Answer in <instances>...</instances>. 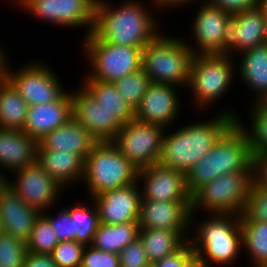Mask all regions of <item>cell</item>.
<instances>
[{"label":"cell","instance_id":"6da1fadb","mask_svg":"<svg viewBox=\"0 0 267 267\" xmlns=\"http://www.w3.org/2000/svg\"><path fill=\"white\" fill-rule=\"evenodd\" d=\"M107 1L97 0L95 5L92 33L98 39L116 45L144 47L153 41L161 33L160 31L163 32L159 30L162 26L159 25V19L153 12L156 9L158 12L163 10L160 2L150 0V4L141 0H124L114 6Z\"/></svg>","mask_w":267,"mask_h":267},{"label":"cell","instance_id":"7a4b0ae2","mask_svg":"<svg viewBox=\"0 0 267 267\" xmlns=\"http://www.w3.org/2000/svg\"><path fill=\"white\" fill-rule=\"evenodd\" d=\"M222 110L205 120L176 126L173 132L166 128L159 164L186 175L239 117L231 107Z\"/></svg>","mask_w":267,"mask_h":267},{"label":"cell","instance_id":"3957f363","mask_svg":"<svg viewBox=\"0 0 267 267\" xmlns=\"http://www.w3.org/2000/svg\"><path fill=\"white\" fill-rule=\"evenodd\" d=\"M196 218V214H191L193 237L189 239L195 257L204 267H233L243 252L240 215H207L200 221Z\"/></svg>","mask_w":267,"mask_h":267},{"label":"cell","instance_id":"277c9868","mask_svg":"<svg viewBox=\"0 0 267 267\" xmlns=\"http://www.w3.org/2000/svg\"><path fill=\"white\" fill-rule=\"evenodd\" d=\"M194 55L183 37L160 33L143 47L141 69L153 83L187 89Z\"/></svg>","mask_w":267,"mask_h":267},{"label":"cell","instance_id":"5b68a950","mask_svg":"<svg viewBox=\"0 0 267 267\" xmlns=\"http://www.w3.org/2000/svg\"><path fill=\"white\" fill-rule=\"evenodd\" d=\"M236 63V57L225 54L194 55L187 87V91H191L192 108L203 112L217 105L214 103H218L235 83Z\"/></svg>","mask_w":267,"mask_h":267},{"label":"cell","instance_id":"8992f818","mask_svg":"<svg viewBox=\"0 0 267 267\" xmlns=\"http://www.w3.org/2000/svg\"><path fill=\"white\" fill-rule=\"evenodd\" d=\"M138 172L112 141L97 142L86 157L82 184L88 198H94L137 182Z\"/></svg>","mask_w":267,"mask_h":267},{"label":"cell","instance_id":"52a82bcc","mask_svg":"<svg viewBox=\"0 0 267 267\" xmlns=\"http://www.w3.org/2000/svg\"><path fill=\"white\" fill-rule=\"evenodd\" d=\"M255 171H238L216 177L191 196V214L201 211L206 215H241Z\"/></svg>","mask_w":267,"mask_h":267},{"label":"cell","instance_id":"ba28073f","mask_svg":"<svg viewBox=\"0 0 267 267\" xmlns=\"http://www.w3.org/2000/svg\"><path fill=\"white\" fill-rule=\"evenodd\" d=\"M80 44L88 71L82 80L114 83L141 69L143 47L116 45L98 39L92 32Z\"/></svg>","mask_w":267,"mask_h":267},{"label":"cell","instance_id":"9c48e42d","mask_svg":"<svg viewBox=\"0 0 267 267\" xmlns=\"http://www.w3.org/2000/svg\"><path fill=\"white\" fill-rule=\"evenodd\" d=\"M96 2L97 0H16L13 5L36 20L38 18L55 27L71 30L84 28L86 37L94 28Z\"/></svg>","mask_w":267,"mask_h":267},{"label":"cell","instance_id":"30bf717a","mask_svg":"<svg viewBox=\"0 0 267 267\" xmlns=\"http://www.w3.org/2000/svg\"><path fill=\"white\" fill-rule=\"evenodd\" d=\"M12 68L9 65L6 78L29 106L57 101L67 92L55 69L46 62L32 60L18 69Z\"/></svg>","mask_w":267,"mask_h":267},{"label":"cell","instance_id":"8fae6325","mask_svg":"<svg viewBox=\"0 0 267 267\" xmlns=\"http://www.w3.org/2000/svg\"><path fill=\"white\" fill-rule=\"evenodd\" d=\"M166 128L136 119L122 125L112 141L138 170L158 164Z\"/></svg>","mask_w":267,"mask_h":267},{"label":"cell","instance_id":"7c38bea8","mask_svg":"<svg viewBox=\"0 0 267 267\" xmlns=\"http://www.w3.org/2000/svg\"><path fill=\"white\" fill-rule=\"evenodd\" d=\"M13 173V174H12ZM11 173L7 182L10 187L28 206L41 213L52 208L60 200L62 188L37 162ZM12 175L13 177L12 180Z\"/></svg>","mask_w":267,"mask_h":267},{"label":"cell","instance_id":"4fadbf2b","mask_svg":"<svg viewBox=\"0 0 267 267\" xmlns=\"http://www.w3.org/2000/svg\"><path fill=\"white\" fill-rule=\"evenodd\" d=\"M264 43H267L265 18L258 7L228 18L222 37V54L235 57Z\"/></svg>","mask_w":267,"mask_h":267},{"label":"cell","instance_id":"5bb4252c","mask_svg":"<svg viewBox=\"0 0 267 267\" xmlns=\"http://www.w3.org/2000/svg\"><path fill=\"white\" fill-rule=\"evenodd\" d=\"M180 87L171 84L151 83L135 109V119L144 123L173 128L181 114ZM179 116V117H178Z\"/></svg>","mask_w":267,"mask_h":267},{"label":"cell","instance_id":"9a60e30c","mask_svg":"<svg viewBox=\"0 0 267 267\" xmlns=\"http://www.w3.org/2000/svg\"><path fill=\"white\" fill-rule=\"evenodd\" d=\"M197 4L200 6L195 10L191 30H189L191 39H184L194 54H222L223 32L232 14L205 2H197Z\"/></svg>","mask_w":267,"mask_h":267},{"label":"cell","instance_id":"2e32d148","mask_svg":"<svg viewBox=\"0 0 267 267\" xmlns=\"http://www.w3.org/2000/svg\"><path fill=\"white\" fill-rule=\"evenodd\" d=\"M139 229H163L179 232L190 239L191 201L142 200Z\"/></svg>","mask_w":267,"mask_h":267},{"label":"cell","instance_id":"e0dca14e","mask_svg":"<svg viewBox=\"0 0 267 267\" xmlns=\"http://www.w3.org/2000/svg\"><path fill=\"white\" fill-rule=\"evenodd\" d=\"M71 90L72 116L97 140L113 141L122 125L81 85Z\"/></svg>","mask_w":267,"mask_h":267},{"label":"cell","instance_id":"ac0fdd59","mask_svg":"<svg viewBox=\"0 0 267 267\" xmlns=\"http://www.w3.org/2000/svg\"><path fill=\"white\" fill-rule=\"evenodd\" d=\"M138 181L142 200L191 201L186 175L178 170L154 164L139 170Z\"/></svg>","mask_w":267,"mask_h":267},{"label":"cell","instance_id":"d6986e66","mask_svg":"<svg viewBox=\"0 0 267 267\" xmlns=\"http://www.w3.org/2000/svg\"><path fill=\"white\" fill-rule=\"evenodd\" d=\"M142 191L139 181L118 189L105 191L93 198L100 223L108 225L138 222Z\"/></svg>","mask_w":267,"mask_h":267},{"label":"cell","instance_id":"ffe728a7","mask_svg":"<svg viewBox=\"0 0 267 267\" xmlns=\"http://www.w3.org/2000/svg\"><path fill=\"white\" fill-rule=\"evenodd\" d=\"M217 163L220 176L238 171H255L248 136L237 122L217 141Z\"/></svg>","mask_w":267,"mask_h":267},{"label":"cell","instance_id":"44dd1931","mask_svg":"<svg viewBox=\"0 0 267 267\" xmlns=\"http://www.w3.org/2000/svg\"><path fill=\"white\" fill-rule=\"evenodd\" d=\"M72 117L71 91H67L59 100L28 106L27 118L23 131L34 140H41L45 135L63 125Z\"/></svg>","mask_w":267,"mask_h":267},{"label":"cell","instance_id":"7402d4cb","mask_svg":"<svg viewBox=\"0 0 267 267\" xmlns=\"http://www.w3.org/2000/svg\"><path fill=\"white\" fill-rule=\"evenodd\" d=\"M41 212L28 206L10 187L0 193V221L3 233L28 241Z\"/></svg>","mask_w":267,"mask_h":267},{"label":"cell","instance_id":"603a6c76","mask_svg":"<svg viewBox=\"0 0 267 267\" xmlns=\"http://www.w3.org/2000/svg\"><path fill=\"white\" fill-rule=\"evenodd\" d=\"M37 151L38 141L23 130L0 128V171L4 174L37 162Z\"/></svg>","mask_w":267,"mask_h":267},{"label":"cell","instance_id":"cb8c5ba5","mask_svg":"<svg viewBox=\"0 0 267 267\" xmlns=\"http://www.w3.org/2000/svg\"><path fill=\"white\" fill-rule=\"evenodd\" d=\"M97 140L72 116L67 122L45 135L38 150H60L79 155L84 161Z\"/></svg>","mask_w":267,"mask_h":267},{"label":"cell","instance_id":"d4e9b609","mask_svg":"<svg viewBox=\"0 0 267 267\" xmlns=\"http://www.w3.org/2000/svg\"><path fill=\"white\" fill-rule=\"evenodd\" d=\"M237 57V75L249 92L254 93L250 103L263 101L267 96V43L245 50Z\"/></svg>","mask_w":267,"mask_h":267},{"label":"cell","instance_id":"484cf974","mask_svg":"<svg viewBox=\"0 0 267 267\" xmlns=\"http://www.w3.org/2000/svg\"><path fill=\"white\" fill-rule=\"evenodd\" d=\"M37 163L64 189L69 190L68 187L77 185V182L82 184L85 161L79 155L60 150H38Z\"/></svg>","mask_w":267,"mask_h":267},{"label":"cell","instance_id":"4316f807","mask_svg":"<svg viewBox=\"0 0 267 267\" xmlns=\"http://www.w3.org/2000/svg\"><path fill=\"white\" fill-rule=\"evenodd\" d=\"M82 86L115 119L125 125L135 119V110L123 99L113 83L98 80H82Z\"/></svg>","mask_w":267,"mask_h":267},{"label":"cell","instance_id":"83f0119b","mask_svg":"<svg viewBox=\"0 0 267 267\" xmlns=\"http://www.w3.org/2000/svg\"><path fill=\"white\" fill-rule=\"evenodd\" d=\"M27 102L7 79L0 80V128L22 130L28 110Z\"/></svg>","mask_w":267,"mask_h":267},{"label":"cell","instance_id":"f1b7e54d","mask_svg":"<svg viewBox=\"0 0 267 267\" xmlns=\"http://www.w3.org/2000/svg\"><path fill=\"white\" fill-rule=\"evenodd\" d=\"M138 237L151 265L173 254L187 242L179 232L163 229H139Z\"/></svg>","mask_w":267,"mask_h":267},{"label":"cell","instance_id":"f546056e","mask_svg":"<svg viewBox=\"0 0 267 267\" xmlns=\"http://www.w3.org/2000/svg\"><path fill=\"white\" fill-rule=\"evenodd\" d=\"M138 233V222L118 225L100 223L92 246L98 250L119 254L126 245L138 238Z\"/></svg>","mask_w":267,"mask_h":267},{"label":"cell","instance_id":"4dcf8cb0","mask_svg":"<svg viewBox=\"0 0 267 267\" xmlns=\"http://www.w3.org/2000/svg\"><path fill=\"white\" fill-rule=\"evenodd\" d=\"M243 250L250 258L251 267H262L267 262V222L240 221Z\"/></svg>","mask_w":267,"mask_h":267},{"label":"cell","instance_id":"1f68e13d","mask_svg":"<svg viewBox=\"0 0 267 267\" xmlns=\"http://www.w3.org/2000/svg\"><path fill=\"white\" fill-rule=\"evenodd\" d=\"M248 109L250 110L248 113L250 126H245L247 122L242 121L240 116L236 122L246 132L251 153L255 157L258 153L267 151V105L262 101L254 102Z\"/></svg>","mask_w":267,"mask_h":267},{"label":"cell","instance_id":"d6a6232c","mask_svg":"<svg viewBox=\"0 0 267 267\" xmlns=\"http://www.w3.org/2000/svg\"><path fill=\"white\" fill-rule=\"evenodd\" d=\"M89 200L87 203L86 201L79 202L64 208L70 216H75L76 241L84 246L92 245L95 232L100 224L97 204L93 198L90 197Z\"/></svg>","mask_w":267,"mask_h":267},{"label":"cell","instance_id":"836d02e7","mask_svg":"<svg viewBox=\"0 0 267 267\" xmlns=\"http://www.w3.org/2000/svg\"><path fill=\"white\" fill-rule=\"evenodd\" d=\"M220 176L217 163V142L186 174V187L192 196L205 184Z\"/></svg>","mask_w":267,"mask_h":267},{"label":"cell","instance_id":"e575fe53","mask_svg":"<svg viewBox=\"0 0 267 267\" xmlns=\"http://www.w3.org/2000/svg\"><path fill=\"white\" fill-rule=\"evenodd\" d=\"M58 243L59 240L51 226L50 220L41 213L35 221L31 235L26 242L27 252L51 255Z\"/></svg>","mask_w":267,"mask_h":267},{"label":"cell","instance_id":"d590c367","mask_svg":"<svg viewBox=\"0 0 267 267\" xmlns=\"http://www.w3.org/2000/svg\"><path fill=\"white\" fill-rule=\"evenodd\" d=\"M150 76L142 69L115 81L117 91L135 110L151 84Z\"/></svg>","mask_w":267,"mask_h":267},{"label":"cell","instance_id":"8d00e7d4","mask_svg":"<svg viewBox=\"0 0 267 267\" xmlns=\"http://www.w3.org/2000/svg\"><path fill=\"white\" fill-rule=\"evenodd\" d=\"M240 221L267 222V186L253 182Z\"/></svg>","mask_w":267,"mask_h":267},{"label":"cell","instance_id":"74e56055","mask_svg":"<svg viewBox=\"0 0 267 267\" xmlns=\"http://www.w3.org/2000/svg\"><path fill=\"white\" fill-rule=\"evenodd\" d=\"M26 254L24 241L6 233L0 236V267H23Z\"/></svg>","mask_w":267,"mask_h":267},{"label":"cell","instance_id":"f35d334b","mask_svg":"<svg viewBox=\"0 0 267 267\" xmlns=\"http://www.w3.org/2000/svg\"><path fill=\"white\" fill-rule=\"evenodd\" d=\"M85 246L75 240L60 241L52 252L58 267H80Z\"/></svg>","mask_w":267,"mask_h":267},{"label":"cell","instance_id":"ab89813d","mask_svg":"<svg viewBox=\"0 0 267 267\" xmlns=\"http://www.w3.org/2000/svg\"><path fill=\"white\" fill-rule=\"evenodd\" d=\"M52 213L53 212H50V209L43 212V214L50 220L51 226L55 230L59 242L68 240L76 241L75 216H70L64 207L56 216Z\"/></svg>","mask_w":267,"mask_h":267},{"label":"cell","instance_id":"60d3db41","mask_svg":"<svg viewBox=\"0 0 267 267\" xmlns=\"http://www.w3.org/2000/svg\"><path fill=\"white\" fill-rule=\"evenodd\" d=\"M120 267H149L151 266L140 238L126 245L118 254Z\"/></svg>","mask_w":267,"mask_h":267},{"label":"cell","instance_id":"b9f144b4","mask_svg":"<svg viewBox=\"0 0 267 267\" xmlns=\"http://www.w3.org/2000/svg\"><path fill=\"white\" fill-rule=\"evenodd\" d=\"M80 267H120L118 254L85 246Z\"/></svg>","mask_w":267,"mask_h":267},{"label":"cell","instance_id":"7bdbcfd3","mask_svg":"<svg viewBox=\"0 0 267 267\" xmlns=\"http://www.w3.org/2000/svg\"><path fill=\"white\" fill-rule=\"evenodd\" d=\"M195 257L192 243L188 240L180 249L154 262L152 267H184Z\"/></svg>","mask_w":267,"mask_h":267},{"label":"cell","instance_id":"ee69618b","mask_svg":"<svg viewBox=\"0 0 267 267\" xmlns=\"http://www.w3.org/2000/svg\"><path fill=\"white\" fill-rule=\"evenodd\" d=\"M259 0H204L208 5L221 8L230 14L258 7Z\"/></svg>","mask_w":267,"mask_h":267},{"label":"cell","instance_id":"f6af8a7d","mask_svg":"<svg viewBox=\"0 0 267 267\" xmlns=\"http://www.w3.org/2000/svg\"><path fill=\"white\" fill-rule=\"evenodd\" d=\"M23 267H58L53 261L52 255L26 254Z\"/></svg>","mask_w":267,"mask_h":267},{"label":"cell","instance_id":"bcb514c9","mask_svg":"<svg viewBox=\"0 0 267 267\" xmlns=\"http://www.w3.org/2000/svg\"><path fill=\"white\" fill-rule=\"evenodd\" d=\"M255 180L267 186V151L258 153L254 157Z\"/></svg>","mask_w":267,"mask_h":267},{"label":"cell","instance_id":"7dc6e473","mask_svg":"<svg viewBox=\"0 0 267 267\" xmlns=\"http://www.w3.org/2000/svg\"><path fill=\"white\" fill-rule=\"evenodd\" d=\"M197 2H204V0H163L161 2V7L164 10L162 12L165 10L168 11L167 9L172 10L174 8L179 9L181 7L183 9V6L186 7L188 4L191 6V4L194 3L196 5Z\"/></svg>","mask_w":267,"mask_h":267},{"label":"cell","instance_id":"c3c4849f","mask_svg":"<svg viewBox=\"0 0 267 267\" xmlns=\"http://www.w3.org/2000/svg\"><path fill=\"white\" fill-rule=\"evenodd\" d=\"M3 45L0 43V79L6 78V73L8 70L9 65L11 64L9 62V56L7 55L6 49L2 47Z\"/></svg>","mask_w":267,"mask_h":267},{"label":"cell","instance_id":"681fc988","mask_svg":"<svg viewBox=\"0 0 267 267\" xmlns=\"http://www.w3.org/2000/svg\"><path fill=\"white\" fill-rule=\"evenodd\" d=\"M258 8L262 11L263 17L265 18L266 35H267V0H259Z\"/></svg>","mask_w":267,"mask_h":267},{"label":"cell","instance_id":"f907efd6","mask_svg":"<svg viewBox=\"0 0 267 267\" xmlns=\"http://www.w3.org/2000/svg\"><path fill=\"white\" fill-rule=\"evenodd\" d=\"M7 180L6 174L0 171V193L7 187Z\"/></svg>","mask_w":267,"mask_h":267},{"label":"cell","instance_id":"816d5d0a","mask_svg":"<svg viewBox=\"0 0 267 267\" xmlns=\"http://www.w3.org/2000/svg\"><path fill=\"white\" fill-rule=\"evenodd\" d=\"M184 267H203V265L201 264V262L194 257L186 266Z\"/></svg>","mask_w":267,"mask_h":267},{"label":"cell","instance_id":"f5cc1de1","mask_svg":"<svg viewBox=\"0 0 267 267\" xmlns=\"http://www.w3.org/2000/svg\"><path fill=\"white\" fill-rule=\"evenodd\" d=\"M3 234V229H2V225H1V221H0V236Z\"/></svg>","mask_w":267,"mask_h":267},{"label":"cell","instance_id":"db71d44e","mask_svg":"<svg viewBox=\"0 0 267 267\" xmlns=\"http://www.w3.org/2000/svg\"><path fill=\"white\" fill-rule=\"evenodd\" d=\"M262 102L267 105V96H266V98Z\"/></svg>","mask_w":267,"mask_h":267}]
</instances>
